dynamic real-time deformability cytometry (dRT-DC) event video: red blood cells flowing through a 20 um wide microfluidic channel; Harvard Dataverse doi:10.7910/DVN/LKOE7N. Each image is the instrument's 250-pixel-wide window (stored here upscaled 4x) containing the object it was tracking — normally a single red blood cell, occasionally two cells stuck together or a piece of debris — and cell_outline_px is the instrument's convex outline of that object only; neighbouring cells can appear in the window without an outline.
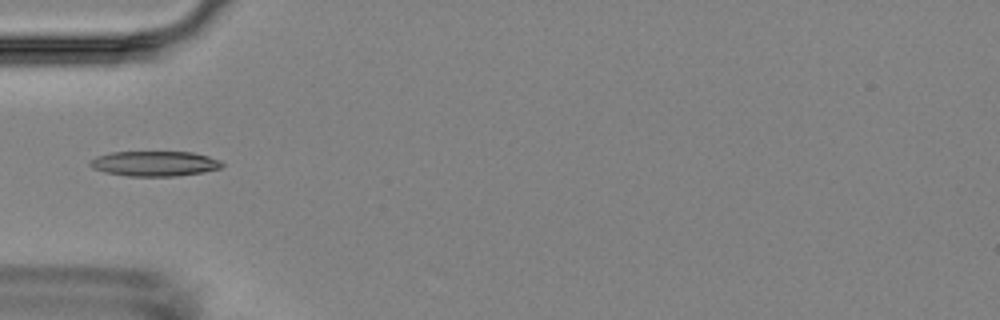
{"species": "Egyptian fruit bat (a non-hibernating species)", "species_latin": "Rousettus aegyptiacus", "temperature_condition": "room temperature", "stored_images_in_passage": 1, "camera_frame_rate_fps": 3000, "um_per_image_px": 0.085, "animal": {"sex": "female"}, "frame": {"image": 1, "passage_image": 1, "time_ms": 0.0, "image_size_px": [1000, 320], "cell_outline_px": [[224, 164], [220, 168], [200, 172], [176, 176], [128, 176], [104, 172], [92, 168], [88, 164], [96, 156], [112, 152], [192, 152], [208, 156], [220, 160]], "centroid_in_image_um": [13.12, 13.9], "position_along_channel_um": 71.9, "area_um2": 19.19}}